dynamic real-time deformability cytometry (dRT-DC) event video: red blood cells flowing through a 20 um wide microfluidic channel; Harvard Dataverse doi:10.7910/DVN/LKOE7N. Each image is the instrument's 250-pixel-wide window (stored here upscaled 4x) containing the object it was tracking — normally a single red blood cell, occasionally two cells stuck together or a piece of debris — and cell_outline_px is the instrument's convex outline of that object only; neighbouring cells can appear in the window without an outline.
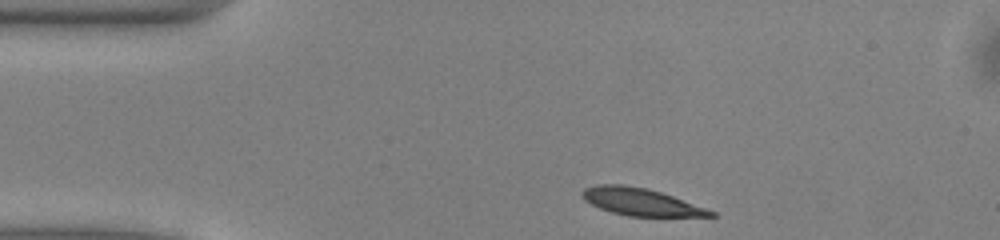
{"species": "common noctule bat (a hibernating species)", "species_latin": "Nyctalus noctula", "temperature_condition": "warm", "stored_images_in_passage": 42, "camera_frame_rate_fps": 3000, "um_per_image_px": 0.085, "animal": {"sex": "male", "body_mass_g": 13.0, "forearm_length_mm": 53.1}, "frame": {"image": 1, "passage_image": 1, "time_ms": 0.0, "image_size_px": [1000, 240], "cell_outline_px": [[716, 216], [628, 216], [612, 212], [600, 208], [584, 200], [580, 196], [580, 192], [584, 188], [596, 184], [624, 184], [648, 188], [672, 196], [716, 212]], "centroid_in_image_um": [54.4, 17.14], "position_along_channel_um": 30.6, "area_um2": 20.35}}
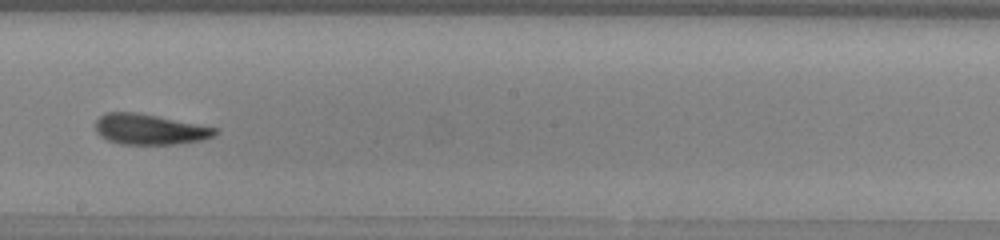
{"frame": {"image": 2, "passage_image": 20, "time_ms": 6.333, "image_size_px": [1000, 240], "cell_outline_px": [[220, 132], [216, 136], [204, 140], [176, 144], [120, 144], [108, 140], [100, 136], [96, 132], [96, 120], [104, 112], [136, 112], [220, 128]], "centroid_in_image_um": [12.77, 10.99], "position_along_channel_um": 235.4, "area_um2": 21.56}}
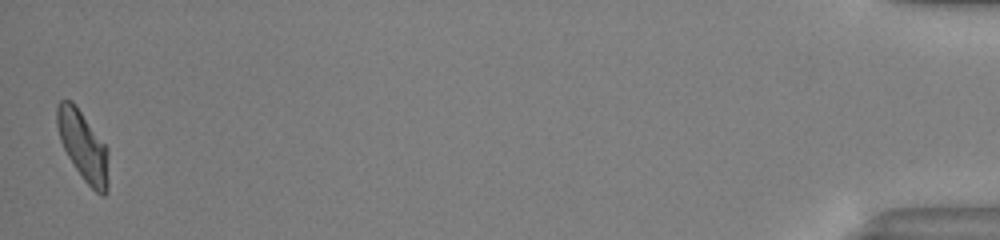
{"frame": {"image": 3, "passage_image": 42, "time_ms": 13.667, "image_size_px": [1000, 240], "cell_outline_px": [[108, 192], [104, 196], [100, 196], [84, 180], [68, 156], [60, 140], [56, 124], [56, 104], [60, 100], [72, 100], [108, 148]], "centroid_in_image_um": [7.07, 12.41], "position_along_channel_um": 428.1, "area_um2": 20.92}, "authors_computed_cell_mechanics": {"area_um2": 21.5594, "velocity_mm_per_s": 4.0119, "shape_relaxation_time_tau1_ms": 2.8809, "shape_relaxation_time_tau2_ms": 2.5702, "deformation_change_tau1": 0.1519, "deformation_change_tau2": 0.0921}}